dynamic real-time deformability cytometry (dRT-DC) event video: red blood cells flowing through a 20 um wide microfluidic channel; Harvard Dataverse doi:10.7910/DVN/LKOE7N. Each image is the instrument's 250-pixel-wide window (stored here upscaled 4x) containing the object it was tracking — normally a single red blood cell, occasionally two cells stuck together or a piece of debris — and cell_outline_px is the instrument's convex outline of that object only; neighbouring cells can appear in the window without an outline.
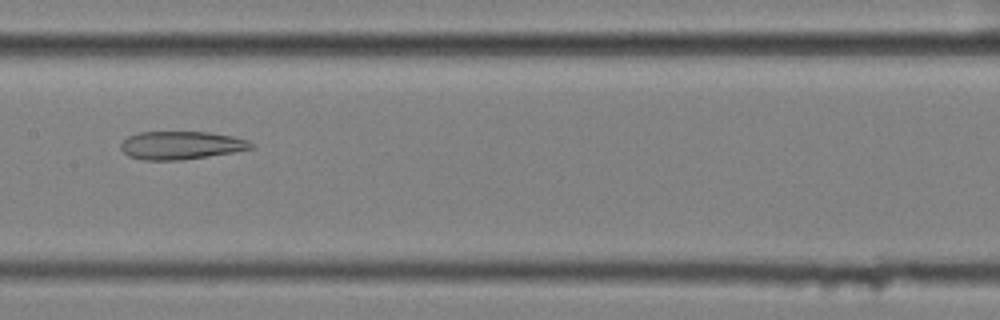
{"species": "common noctule bat (a hibernating species)", "species_latin": "Nyctalus noctula", "temperature_condition": "cold", "stored_images_in_passage": 57, "camera_frame_rate_fps": 3000, "um_per_image_px": 0.085, "animal": {"sex": "female", "body_mass_g": 25.1}, "frame": {"image": 1, "passage_image": 29, "time_ms": 9.333, "image_size_px": [1000, 320], "cell_outline_px": [[256, 148], [232, 152], [180, 160], [144, 160], [128, 156], [120, 148], [120, 144], [128, 136], [140, 132], [208, 132], [232, 136], [248, 140], [256, 144]], "centroid_in_image_um": [15.41, 12.35], "position_along_channel_um": 192.0, "area_um2": 21.33}}
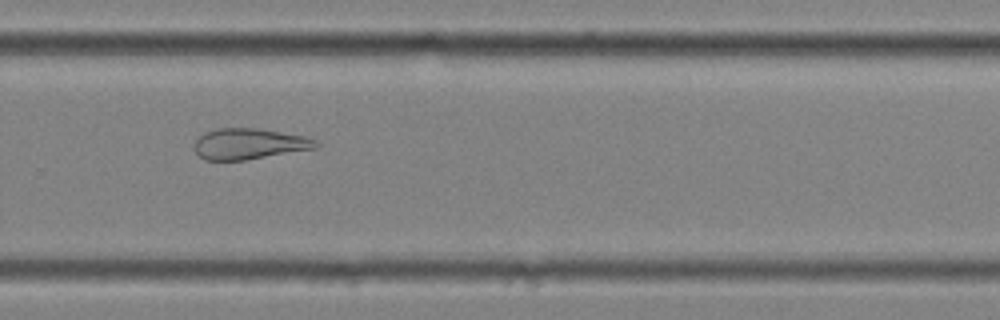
{"frame": {"image": 2, "passage_image": 39, "time_ms": 12.667, "image_size_px": [1000, 320], "cell_outline_px": [[320, 144], [316, 148], [244, 160], [204, 160], [196, 152], [196, 140], [204, 132], [216, 128], [256, 128], [304, 136], [316, 140]], "centroid_in_image_um": [21.17, 12.22], "position_along_channel_um": 308.6, "area_um2": 21.62}}
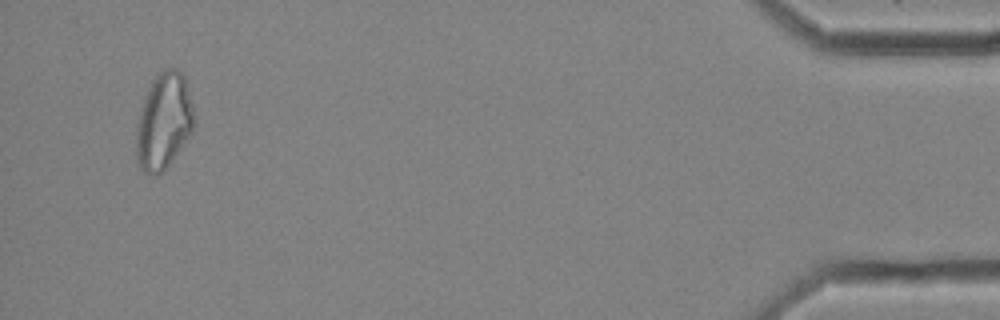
{"frame": {"image": 3, "passage_image": 55, "time_ms": 18.0, "image_size_px": [1000, 320], "cell_outline_px": [[196, 120], [192, 132], [164, 172], [156, 176], [148, 176], [140, 168], [136, 156], [136, 124], [144, 96], [156, 76], [160, 72], [168, 68], [176, 68], [184, 76], [192, 104]], "centroid_in_image_um": [13.91, 10.36], "position_along_channel_um": 421.3, "area_um2": 32.71}, "authors_computed_cell_mechanics": {"area_um2": 28.9578, "velocity_mm_per_s": 3.5045, "shape_relaxation_time_tau1_ms": null, "shape_relaxation_time_tau2_ms": 5.4184, "deformation_change_tau1": null, "deformation_change_tau2": 0.1634}}